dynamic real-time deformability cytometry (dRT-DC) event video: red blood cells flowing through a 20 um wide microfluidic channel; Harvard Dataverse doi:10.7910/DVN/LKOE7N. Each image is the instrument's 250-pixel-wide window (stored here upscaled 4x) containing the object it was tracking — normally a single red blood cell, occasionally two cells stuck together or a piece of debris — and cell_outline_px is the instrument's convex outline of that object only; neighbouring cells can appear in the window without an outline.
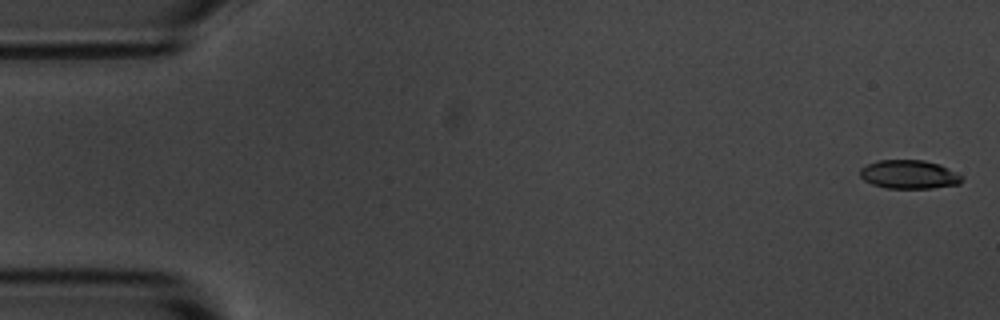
{"species": "common noctule bat (a hibernating species)", "species_latin": "Nyctalus noctula", "temperature_condition": "room temperature", "stored_images_in_passage": 4, "camera_frame_rate_fps": 3000, "um_per_image_px": 0.085, "animal": {"sex": "male", "body_mass_g": 20.1, "forearm_length_mm": 53.5}, "frame": {"image": 1, "passage_image": 1, "time_ms": 0.0, "image_size_px": [1000, 320], "cell_outline_px": [[964, 180], [960, 184], [932, 188], [888, 188], [872, 184], [864, 180], [860, 176], [860, 168], [868, 164], [880, 160], [924, 160], [940, 164], [964, 176]], "centroid_in_image_um": [77.31, 14.83], "position_along_channel_um": 7.7, "area_um2": 17.11}}